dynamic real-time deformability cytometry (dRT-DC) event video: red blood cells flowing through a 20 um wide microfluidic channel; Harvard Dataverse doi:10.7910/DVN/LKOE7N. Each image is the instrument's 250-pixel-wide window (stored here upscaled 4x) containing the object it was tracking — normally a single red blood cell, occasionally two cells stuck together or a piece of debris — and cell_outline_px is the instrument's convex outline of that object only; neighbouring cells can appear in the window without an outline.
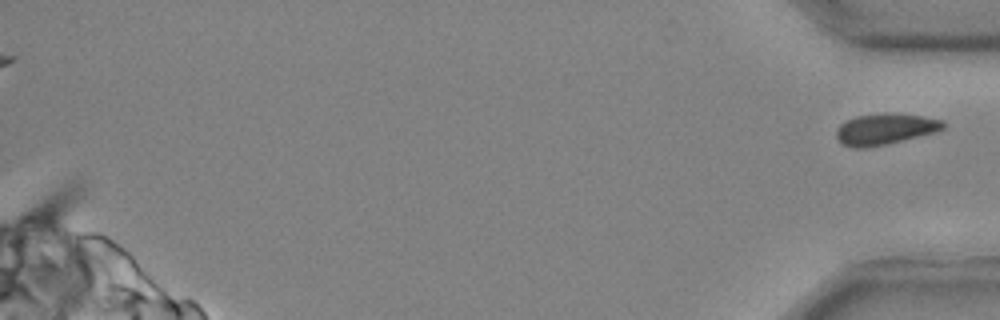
{"species": "common noctule bat (a hibernating species)", "species_latin": "Nyctalus noctula", "temperature_condition": "cold", "stored_images_in_passage": 29, "segment_of_instrument_passage": [2, 2], "camera_frame_rate_fps": 3000, "um_per_image_px": 0.085, "animal": {"sex": "male", "body_mass_g": 20.4}, "frame": {"image": 1, "passage_image": 29, "time_ms": 9.333, "image_size_px": [1000, 320], "cell_outline_px": [[948, 124], [944, 128], [936, 132], [884, 144], [864, 148], [852, 148], [840, 144], [836, 136], [836, 128], [840, 124], [856, 116], [884, 112], [892, 112], [924, 116], [944, 120]], "centroid_in_image_um": [75.24, 10.95], "position_along_channel_um": 360.0, "area_um2": 19.65}}